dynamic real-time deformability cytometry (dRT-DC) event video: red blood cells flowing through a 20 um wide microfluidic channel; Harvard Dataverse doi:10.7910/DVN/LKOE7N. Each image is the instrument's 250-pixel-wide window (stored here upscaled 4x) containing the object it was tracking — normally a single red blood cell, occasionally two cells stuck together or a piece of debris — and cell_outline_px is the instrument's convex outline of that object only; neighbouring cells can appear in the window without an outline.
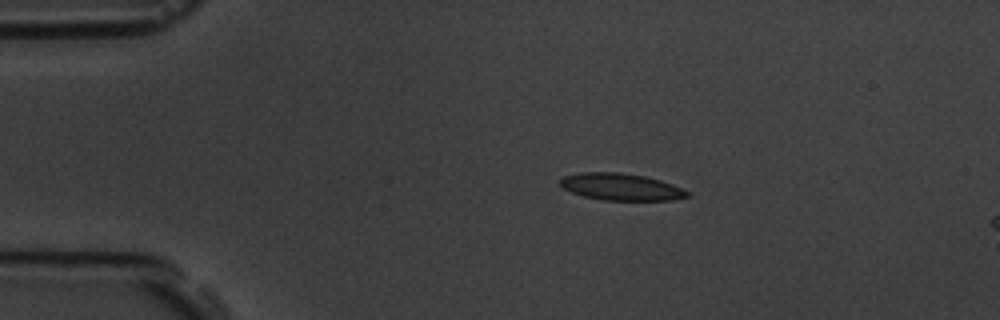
{"species": "common noctule bat (a hibernating species)", "species_latin": "Nyctalus noctula", "temperature_condition": "room temperature", "stored_images_in_passage": 4, "camera_frame_rate_fps": 3000, "um_per_image_px": 0.085, "animal": {"sex": "male", "body_mass_g": 19.5, "forearm_length_mm": 54.6}, "frame": {"image": 1, "passage_image": 2, "time_ms": 2.0, "image_size_px": [1000, 320], "cell_outline_px": [[692, 196], [672, 200], [600, 200], [584, 196], [572, 192], [564, 188], [560, 184], [560, 180], [564, 176], [580, 172], [620, 172], [644, 176], [660, 180], [672, 184], [692, 192]], "centroid_in_image_um": [52.84, 15.89], "position_along_channel_um": 32.2, "area_um2": 20.06}}